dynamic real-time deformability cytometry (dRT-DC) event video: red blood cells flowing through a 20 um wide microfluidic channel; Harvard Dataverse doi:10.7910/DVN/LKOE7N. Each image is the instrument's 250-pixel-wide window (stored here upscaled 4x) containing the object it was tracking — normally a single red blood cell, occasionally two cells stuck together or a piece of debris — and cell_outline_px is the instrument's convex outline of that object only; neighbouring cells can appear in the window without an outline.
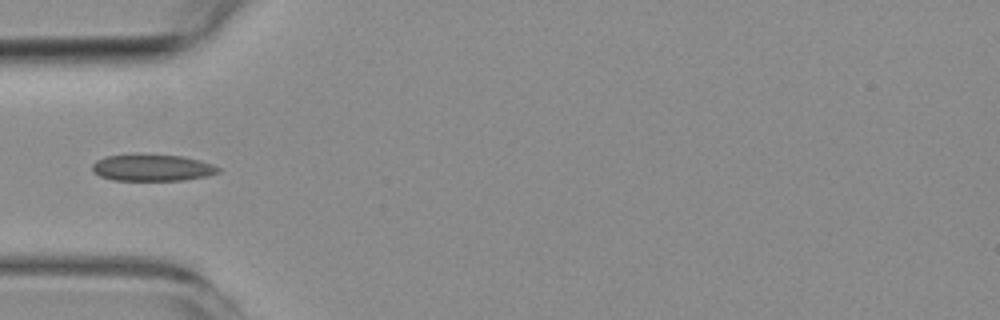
{"species": "common noctule bat (a hibernating species)", "species_latin": "Nyctalus noctula", "temperature_condition": "room temperature", "stored_images_in_passage": 6, "camera_frame_rate_fps": 3000, "um_per_image_px": 0.085, "animal": {"sex": "female", "body_mass_g": 19.3, "forearm_length_mm": 54.1}, "frame": {"image": 1, "passage_image": 3, "time_ms": 3.667, "image_size_px": [1000, 320], "cell_outline_px": [[220, 172], [208, 176], [184, 180], [112, 180], [100, 176], [92, 172], [92, 164], [96, 160], [104, 156], [136, 152], [180, 156], [200, 160], [212, 164], [220, 168]], "centroid_in_image_um": [12.89, 14.22], "position_along_channel_um": 72.1, "area_um2": 20.23}}
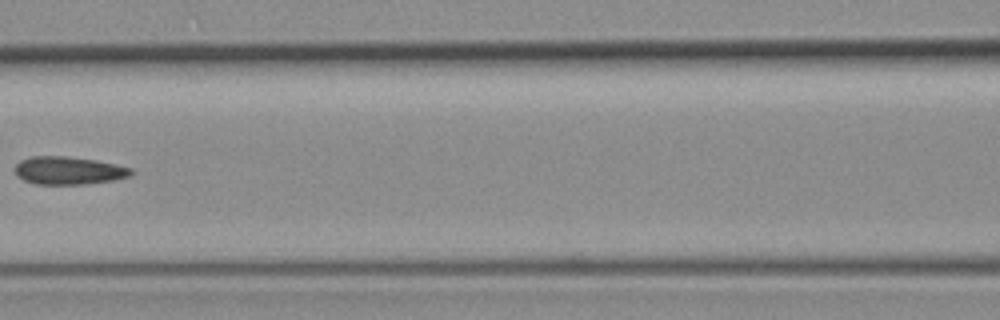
{"frame": {"image": 2, "passage_image": 5, "time_ms": 6.0, "image_size_px": [1000, 320], "cell_outline_px": [[136, 172], [132, 176], [112, 180], [88, 184], [36, 184], [24, 180], [16, 176], [16, 164], [20, 160], [32, 156], [64, 156], [96, 160], [116, 164], [132, 168]], "centroid_in_image_um": [5.87, 14.5], "position_along_channel_um": 160.7, "area_um2": 19.02}}
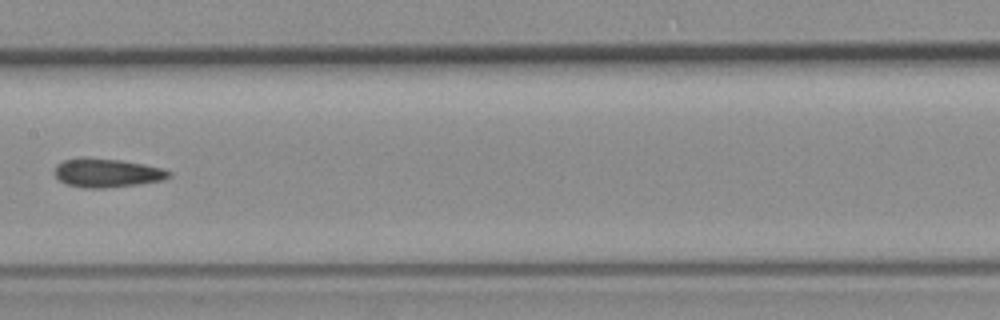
{"frame": {"image": 3, "passage_image": 6, "time_ms": 7.0, "image_size_px": [1000, 320], "cell_outline_px": [[172, 176], [164, 180], [140, 184], [104, 188], [84, 188], [68, 184], [60, 180], [52, 172], [56, 164], [64, 160], [80, 156], [120, 160], [144, 164], [164, 168], [172, 172]], "centroid_in_image_um": [9.1, 14.68], "position_along_channel_um": 198.3, "area_um2": 19.54}}